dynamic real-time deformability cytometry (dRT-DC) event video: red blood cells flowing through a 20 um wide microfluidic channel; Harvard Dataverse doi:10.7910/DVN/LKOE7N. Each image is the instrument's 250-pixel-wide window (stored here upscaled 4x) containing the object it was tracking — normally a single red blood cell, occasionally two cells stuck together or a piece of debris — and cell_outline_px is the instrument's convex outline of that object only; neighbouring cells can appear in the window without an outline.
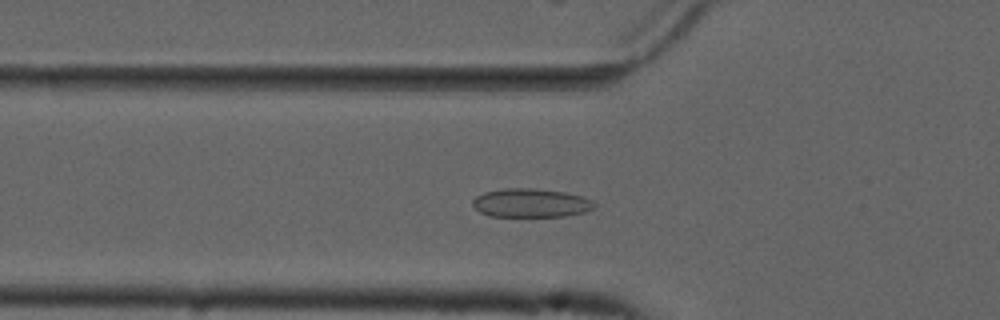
{"species": "common noctule bat (a hibernating species)", "species_latin": "Nyctalus noctula", "temperature_condition": "cold", "stored_images_in_passage": 55, "camera_frame_rate_fps": 3000, "um_per_image_px": 0.085, "animal": {"sex": "male", "forearm_length_mm": 52.5}, "frame": {"image": 1, "passage_image": 19, "time_ms": 6.0, "image_size_px": [1000, 320], "cell_outline_px": [[596, 204], [592, 208], [584, 212], [564, 216], [488, 216], [480, 212], [472, 204], [472, 200], [476, 196], [484, 192], [504, 188], [532, 188], [564, 192], [580, 196], [592, 200]], "centroid_in_image_um": [45.08, 17.25], "position_along_channel_um": 80.7, "area_um2": 20.23}}
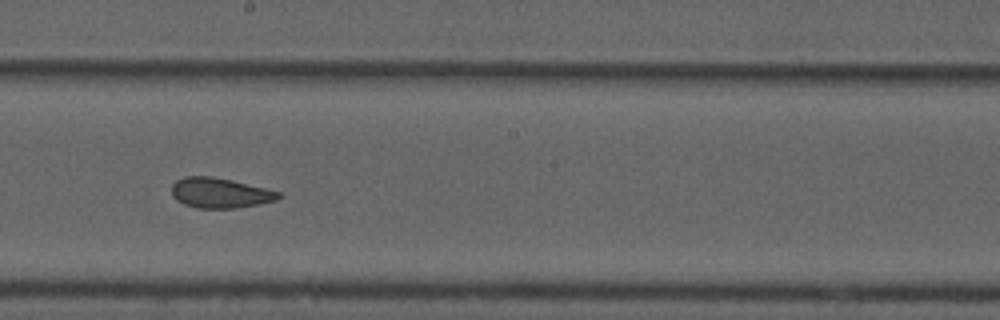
{"frame": {"image": 2, "passage_image": 31, "time_ms": 10.0, "image_size_px": [1000, 320], "cell_outline_px": [[284, 196], [276, 200], [236, 208], [196, 208], [184, 204], [176, 200], [172, 196], [172, 184], [176, 180], [184, 176], [208, 176], [232, 180], [280, 192]], "centroid_in_image_um": [18.67, 16.4], "position_along_channel_um": 229.5, "area_um2": 18.73}}
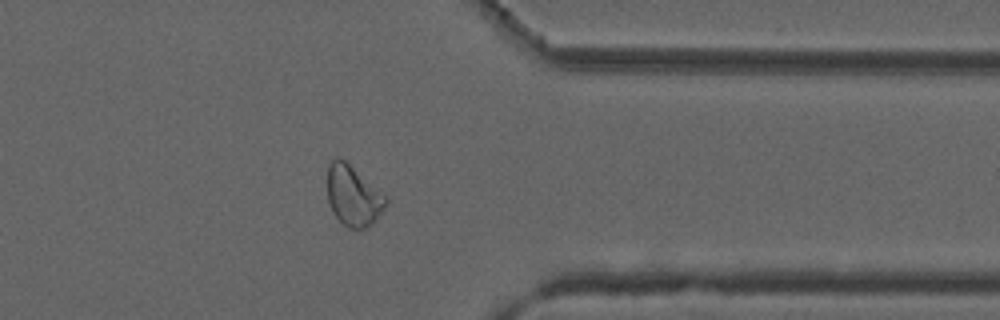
{"frame": {"image": 3, "passage_image": 44, "time_ms": 14.333, "image_size_px": [1000, 320], "cell_outline_px": [[388, 204], [376, 220], [368, 228], [348, 228], [332, 212], [328, 200], [328, 164], [336, 156], [344, 160], [388, 196]], "centroid_in_image_um": [30.06, 16.65], "position_along_channel_um": 381.3, "area_um2": 20.69}, "authors_computed_cell_mechanics": {"area_um2": 21.0392, "velocity_mm_per_s": 3.7161, "shape_relaxation_time_tau1_ms": null, "shape_relaxation_time_tau2_ms": 1.9263, "deformation_change_tau1": null, "deformation_change_tau2": 0.058}}